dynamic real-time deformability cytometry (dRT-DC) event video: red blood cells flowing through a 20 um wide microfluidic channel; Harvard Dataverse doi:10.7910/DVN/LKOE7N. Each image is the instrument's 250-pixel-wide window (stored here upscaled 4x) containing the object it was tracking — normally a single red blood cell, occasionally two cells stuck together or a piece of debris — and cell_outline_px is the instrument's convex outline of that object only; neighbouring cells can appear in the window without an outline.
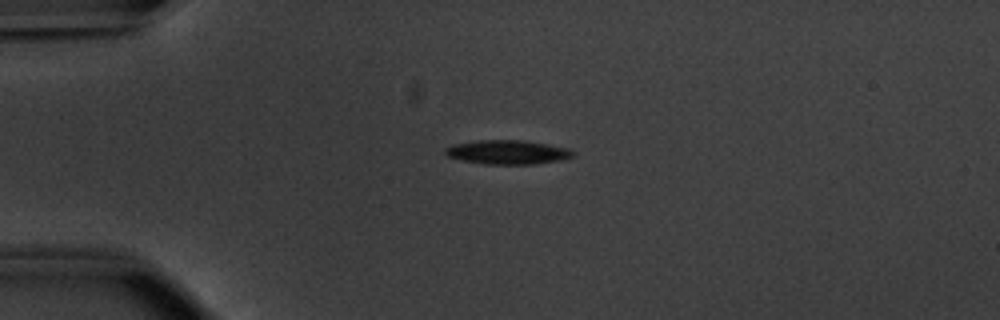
{"species": "common noctule bat (a hibernating species)", "species_latin": "Nyctalus noctula", "temperature_condition": "warm", "stored_images_in_passage": 36, "camera_frame_rate_fps": 3000, "um_per_image_px": 0.085, "animal": {"sex": "male", "body_mass_g": 20.1, "forearm_length_mm": 53.5}, "frame": {"image": 1, "passage_image": 1, "time_ms": 0.0, "image_size_px": [1000, 320], "cell_outline_px": [[576, 152], [572, 156], [560, 160], [532, 164], [484, 164], [464, 160], [448, 156], [444, 152], [444, 148], [452, 144], [476, 140], [524, 140], [548, 144], [568, 148]], "centroid_in_image_um": [43.13, 12.92], "position_along_channel_um": 41.9, "area_um2": 17.92}}
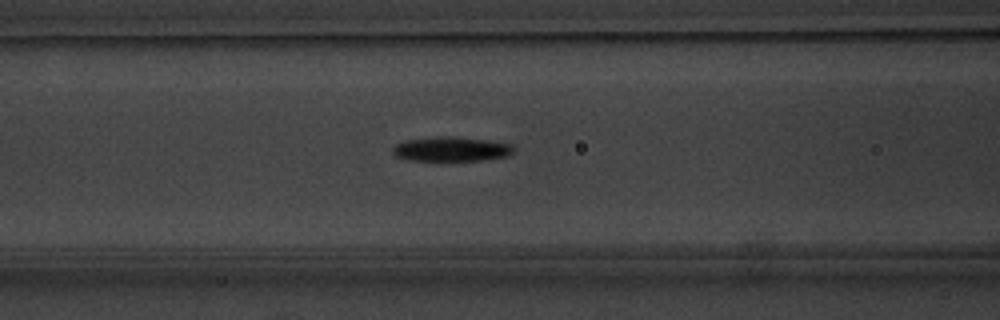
{"frame": {"image": 2, "passage_image": 10, "time_ms": 3.0, "image_size_px": [1000, 320], "cell_outline_px": [[516, 148], [508, 156], [484, 160], [408, 160], [396, 156], [392, 152], [392, 148], [396, 144], [404, 140], [440, 136], [452, 136], [488, 140], [512, 144]], "centroid_in_image_um": [38.37, 12.66], "position_along_channel_um": 128.2, "area_um2": 17.34}}
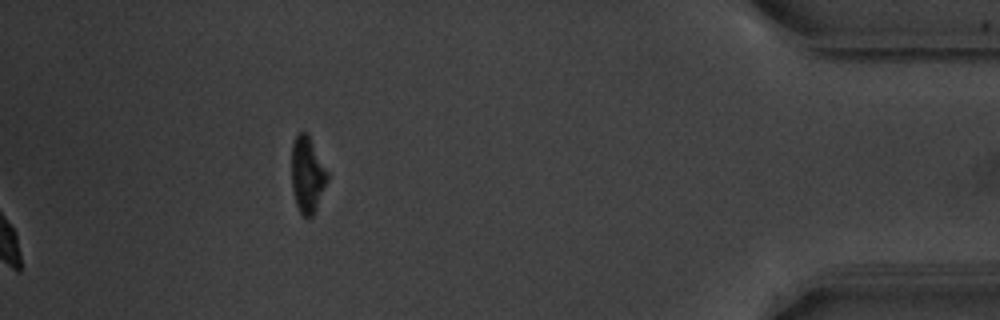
{"frame": {"image": 3, "passage_image": 36, "time_ms": 11.667, "image_size_px": [1000, 320], "cell_outline_px": [[328, 180], [316, 212], [312, 216], [304, 216], [300, 212], [296, 204], [292, 192], [292, 144], [296, 136], [300, 132], [308, 132], [328, 172]], "centroid_in_image_um": [26.14, 14.85], "position_along_channel_um": 409.1, "area_um2": 16.07}, "authors_computed_cell_mechanics": {"area_um2": 17.4556, "velocity_mm_per_s": 3.8109, "shape_relaxation_time_tau1_ms": 2.7773, "shape_relaxation_time_tau2_ms": null, "deformation_change_tau1": 0.1686, "deformation_change_tau2": null}}